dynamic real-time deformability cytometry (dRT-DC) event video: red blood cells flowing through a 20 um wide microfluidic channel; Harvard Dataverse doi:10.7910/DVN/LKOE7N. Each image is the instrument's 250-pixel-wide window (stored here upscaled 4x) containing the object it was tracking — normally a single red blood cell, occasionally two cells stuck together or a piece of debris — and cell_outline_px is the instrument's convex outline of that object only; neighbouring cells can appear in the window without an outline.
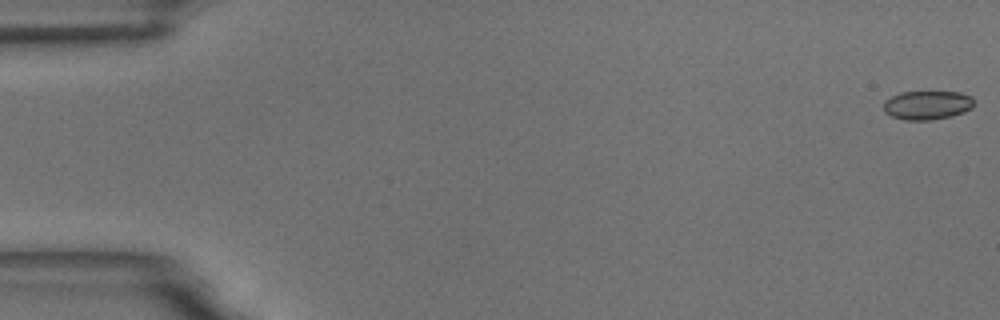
{"species": "common noctule bat (a hibernating species)", "species_latin": "Nyctalus noctula", "temperature_condition": "room temperature", "stored_images_in_passage": 12, "camera_frame_rate_fps": 3000, "um_per_image_px": 0.085, "animal": {"sex": "male", "body_mass_g": 18.8}, "frame": {"image": 1, "passage_image": 1, "time_ms": 0.0, "image_size_px": [1000, 320], "cell_outline_px": [[972, 108], [964, 112], [952, 116], [932, 120], [904, 120], [892, 116], [884, 112], [884, 100], [900, 92], [960, 92], [972, 96]], "centroid_in_image_um": [78.8, 8.94], "position_along_channel_um": 6.2, "area_um2": 15.26}}